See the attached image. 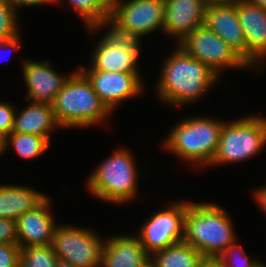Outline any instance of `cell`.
I'll return each instance as SVG.
<instances>
[{
  "instance_id": "6da1fadb",
  "label": "cell",
  "mask_w": 266,
  "mask_h": 267,
  "mask_svg": "<svg viewBox=\"0 0 266 267\" xmlns=\"http://www.w3.org/2000/svg\"><path fill=\"white\" fill-rule=\"evenodd\" d=\"M165 60L158 82V95L167 104L194 102L211 88L219 75L210 67L190 56L183 48Z\"/></svg>"
},
{
  "instance_id": "7a4b0ae2",
  "label": "cell",
  "mask_w": 266,
  "mask_h": 267,
  "mask_svg": "<svg viewBox=\"0 0 266 267\" xmlns=\"http://www.w3.org/2000/svg\"><path fill=\"white\" fill-rule=\"evenodd\" d=\"M227 212L211 203H188L183 242L198 250L205 259H217L236 242Z\"/></svg>"
},
{
  "instance_id": "3957f363",
  "label": "cell",
  "mask_w": 266,
  "mask_h": 267,
  "mask_svg": "<svg viewBox=\"0 0 266 267\" xmlns=\"http://www.w3.org/2000/svg\"><path fill=\"white\" fill-rule=\"evenodd\" d=\"M52 108L61 128L92 126L112 113L80 70L69 76Z\"/></svg>"
},
{
  "instance_id": "277c9868",
  "label": "cell",
  "mask_w": 266,
  "mask_h": 267,
  "mask_svg": "<svg viewBox=\"0 0 266 267\" xmlns=\"http://www.w3.org/2000/svg\"><path fill=\"white\" fill-rule=\"evenodd\" d=\"M223 124L213 118L184 119L173 128L163 145L183 160L209 166L216 154Z\"/></svg>"
},
{
  "instance_id": "5b68a950",
  "label": "cell",
  "mask_w": 266,
  "mask_h": 267,
  "mask_svg": "<svg viewBox=\"0 0 266 267\" xmlns=\"http://www.w3.org/2000/svg\"><path fill=\"white\" fill-rule=\"evenodd\" d=\"M131 155L126 149H118L103 161L88 178L91 194L116 204L134 198L137 192V172Z\"/></svg>"
},
{
  "instance_id": "8992f818",
  "label": "cell",
  "mask_w": 266,
  "mask_h": 267,
  "mask_svg": "<svg viewBox=\"0 0 266 267\" xmlns=\"http://www.w3.org/2000/svg\"><path fill=\"white\" fill-rule=\"evenodd\" d=\"M266 144V118L249 116L224 122L211 166L239 162L256 155Z\"/></svg>"
},
{
  "instance_id": "52a82bcc",
  "label": "cell",
  "mask_w": 266,
  "mask_h": 267,
  "mask_svg": "<svg viewBox=\"0 0 266 267\" xmlns=\"http://www.w3.org/2000/svg\"><path fill=\"white\" fill-rule=\"evenodd\" d=\"M109 23L113 34L140 41V36L163 29L164 1L112 0Z\"/></svg>"
},
{
  "instance_id": "ba28073f",
  "label": "cell",
  "mask_w": 266,
  "mask_h": 267,
  "mask_svg": "<svg viewBox=\"0 0 266 267\" xmlns=\"http://www.w3.org/2000/svg\"><path fill=\"white\" fill-rule=\"evenodd\" d=\"M104 242L89 229L56 226L51 246L58 259L77 267H101Z\"/></svg>"
},
{
  "instance_id": "9c48e42d",
  "label": "cell",
  "mask_w": 266,
  "mask_h": 267,
  "mask_svg": "<svg viewBox=\"0 0 266 267\" xmlns=\"http://www.w3.org/2000/svg\"><path fill=\"white\" fill-rule=\"evenodd\" d=\"M178 46L218 75L226 67H249L226 42L204 24L194 29Z\"/></svg>"
},
{
  "instance_id": "30bf717a",
  "label": "cell",
  "mask_w": 266,
  "mask_h": 267,
  "mask_svg": "<svg viewBox=\"0 0 266 267\" xmlns=\"http://www.w3.org/2000/svg\"><path fill=\"white\" fill-rule=\"evenodd\" d=\"M188 203H173L150 217L138 236L142 246L151 256L157 251L183 241L184 219Z\"/></svg>"
},
{
  "instance_id": "8fae6325",
  "label": "cell",
  "mask_w": 266,
  "mask_h": 267,
  "mask_svg": "<svg viewBox=\"0 0 266 267\" xmlns=\"http://www.w3.org/2000/svg\"><path fill=\"white\" fill-rule=\"evenodd\" d=\"M140 41L117 36L110 30L95 48L92 68L96 71L138 73Z\"/></svg>"
},
{
  "instance_id": "7c38bea8",
  "label": "cell",
  "mask_w": 266,
  "mask_h": 267,
  "mask_svg": "<svg viewBox=\"0 0 266 267\" xmlns=\"http://www.w3.org/2000/svg\"><path fill=\"white\" fill-rule=\"evenodd\" d=\"M90 81L94 92L112 112L120 101L140 94L143 83L139 73L96 71L92 67L80 68Z\"/></svg>"
},
{
  "instance_id": "4fadbf2b",
  "label": "cell",
  "mask_w": 266,
  "mask_h": 267,
  "mask_svg": "<svg viewBox=\"0 0 266 267\" xmlns=\"http://www.w3.org/2000/svg\"><path fill=\"white\" fill-rule=\"evenodd\" d=\"M236 11L246 39V63L256 67L266 57V8L237 0Z\"/></svg>"
},
{
  "instance_id": "5bb4252c",
  "label": "cell",
  "mask_w": 266,
  "mask_h": 267,
  "mask_svg": "<svg viewBox=\"0 0 266 267\" xmlns=\"http://www.w3.org/2000/svg\"><path fill=\"white\" fill-rule=\"evenodd\" d=\"M207 4L204 0L164 1L163 31L181 43L194 29L204 24Z\"/></svg>"
},
{
  "instance_id": "9a60e30c",
  "label": "cell",
  "mask_w": 266,
  "mask_h": 267,
  "mask_svg": "<svg viewBox=\"0 0 266 267\" xmlns=\"http://www.w3.org/2000/svg\"><path fill=\"white\" fill-rule=\"evenodd\" d=\"M204 25L246 62V39L238 19L236 2L207 5Z\"/></svg>"
},
{
  "instance_id": "2e32d148",
  "label": "cell",
  "mask_w": 266,
  "mask_h": 267,
  "mask_svg": "<svg viewBox=\"0 0 266 267\" xmlns=\"http://www.w3.org/2000/svg\"><path fill=\"white\" fill-rule=\"evenodd\" d=\"M22 64H24L22 70L28 88L25 99L52 105L69 77L60 76L51 68L48 61L41 63L25 60Z\"/></svg>"
},
{
  "instance_id": "e0dca14e",
  "label": "cell",
  "mask_w": 266,
  "mask_h": 267,
  "mask_svg": "<svg viewBox=\"0 0 266 267\" xmlns=\"http://www.w3.org/2000/svg\"><path fill=\"white\" fill-rule=\"evenodd\" d=\"M49 206L50 202L46 197L34 209L26 211L16 220L18 245L21 248L52 243L57 224L49 212Z\"/></svg>"
},
{
  "instance_id": "ac0fdd59",
  "label": "cell",
  "mask_w": 266,
  "mask_h": 267,
  "mask_svg": "<svg viewBox=\"0 0 266 267\" xmlns=\"http://www.w3.org/2000/svg\"><path fill=\"white\" fill-rule=\"evenodd\" d=\"M150 255L138 236L121 235L104 242L101 251L102 267H143Z\"/></svg>"
},
{
  "instance_id": "d6986e66",
  "label": "cell",
  "mask_w": 266,
  "mask_h": 267,
  "mask_svg": "<svg viewBox=\"0 0 266 267\" xmlns=\"http://www.w3.org/2000/svg\"><path fill=\"white\" fill-rule=\"evenodd\" d=\"M56 126L60 127L52 105L31 102L18 115L15 113L12 132L42 136L50 141L49 132Z\"/></svg>"
},
{
  "instance_id": "ffe728a7",
  "label": "cell",
  "mask_w": 266,
  "mask_h": 267,
  "mask_svg": "<svg viewBox=\"0 0 266 267\" xmlns=\"http://www.w3.org/2000/svg\"><path fill=\"white\" fill-rule=\"evenodd\" d=\"M46 197L29 187L0 185V218L17 220Z\"/></svg>"
},
{
  "instance_id": "44dd1931",
  "label": "cell",
  "mask_w": 266,
  "mask_h": 267,
  "mask_svg": "<svg viewBox=\"0 0 266 267\" xmlns=\"http://www.w3.org/2000/svg\"><path fill=\"white\" fill-rule=\"evenodd\" d=\"M150 259L156 267H199L205 258L194 247L182 241L155 252Z\"/></svg>"
},
{
  "instance_id": "7402d4cb",
  "label": "cell",
  "mask_w": 266,
  "mask_h": 267,
  "mask_svg": "<svg viewBox=\"0 0 266 267\" xmlns=\"http://www.w3.org/2000/svg\"><path fill=\"white\" fill-rule=\"evenodd\" d=\"M58 1L52 0L53 3ZM68 2L82 16L88 29L93 31L108 24L112 0H68Z\"/></svg>"
},
{
  "instance_id": "603a6c76",
  "label": "cell",
  "mask_w": 266,
  "mask_h": 267,
  "mask_svg": "<svg viewBox=\"0 0 266 267\" xmlns=\"http://www.w3.org/2000/svg\"><path fill=\"white\" fill-rule=\"evenodd\" d=\"M17 12L3 0H0V49L17 50L20 46Z\"/></svg>"
},
{
  "instance_id": "cb8c5ba5",
  "label": "cell",
  "mask_w": 266,
  "mask_h": 267,
  "mask_svg": "<svg viewBox=\"0 0 266 267\" xmlns=\"http://www.w3.org/2000/svg\"><path fill=\"white\" fill-rule=\"evenodd\" d=\"M6 142L7 145L12 143L22 158L30 159L42 155L48 149L50 141L42 136L12 132L7 136Z\"/></svg>"
},
{
  "instance_id": "d4e9b609",
  "label": "cell",
  "mask_w": 266,
  "mask_h": 267,
  "mask_svg": "<svg viewBox=\"0 0 266 267\" xmlns=\"http://www.w3.org/2000/svg\"><path fill=\"white\" fill-rule=\"evenodd\" d=\"M57 260L51 244L29 246L20 250V267H55Z\"/></svg>"
},
{
  "instance_id": "484cf974",
  "label": "cell",
  "mask_w": 266,
  "mask_h": 267,
  "mask_svg": "<svg viewBox=\"0 0 266 267\" xmlns=\"http://www.w3.org/2000/svg\"><path fill=\"white\" fill-rule=\"evenodd\" d=\"M235 252L238 253L235 254ZM256 260L257 259H249L241 246L236 244V242L228 246L217 258V261L223 267H256L261 263L260 261Z\"/></svg>"
},
{
  "instance_id": "4316f807",
  "label": "cell",
  "mask_w": 266,
  "mask_h": 267,
  "mask_svg": "<svg viewBox=\"0 0 266 267\" xmlns=\"http://www.w3.org/2000/svg\"><path fill=\"white\" fill-rule=\"evenodd\" d=\"M20 250L18 244H0V267H20Z\"/></svg>"
},
{
  "instance_id": "83f0119b",
  "label": "cell",
  "mask_w": 266,
  "mask_h": 267,
  "mask_svg": "<svg viewBox=\"0 0 266 267\" xmlns=\"http://www.w3.org/2000/svg\"><path fill=\"white\" fill-rule=\"evenodd\" d=\"M8 103L0 102V133L8 136L14 126L15 109Z\"/></svg>"
},
{
  "instance_id": "f1b7e54d",
  "label": "cell",
  "mask_w": 266,
  "mask_h": 267,
  "mask_svg": "<svg viewBox=\"0 0 266 267\" xmlns=\"http://www.w3.org/2000/svg\"><path fill=\"white\" fill-rule=\"evenodd\" d=\"M18 244L16 220L0 218V244Z\"/></svg>"
},
{
  "instance_id": "f546056e",
  "label": "cell",
  "mask_w": 266,
  "mask_h": 267,
  "mask_svg": "<svg viewBox=\"0 0 266 267\" xmlns=\"http://www.w3.org/2000/svg\"><path fill=\"white\" fill-rule=\"evenodd\" d=\"M3 1L8 5H10L15 11L16 7L20 5L33 6V5H42L45 3L52 2V0H3Z\"/></svg>"
},
{
  "instance_id": "4dcf8cb0",
  "label": "cell",
  "mask_w": 266,
  "mask_h": 267,
  "mask_svg": "<svg viewBox=\"0 0 266 267\" xmlns=\"http://www.w3.org/2000/svg\"><path fill=\"white\" fill-rule=\"evenodd\" d=\"M256 202H259L260 210L266 212V187H263L255 192Z\"/></svg>"
},
{
  "instance_id": "1f68e13d",
  "label": "cell",
  "mask_w": 266,
  "mask_h": 267,
  "mask_svg": "<svg viewBox=\"0 0 266 267\" xmlns=\"http://www.w3.org/2000/svg\"><path fill=\"white\" fill-rule=\"evenodd\" d=\"M199 267H223L217 259H204Z\"/></svg>"
},
{
  "instance_id": "d6a6232c",
  "label": "cell",
  "mask_w": 266,
  "mask_h": 267,
  "mask_svg": "<svg viewBox=\"0 0 266 267\" xmlns=\"http://www.w3.org/2000/svg\"><path fill=\"white\" fill-rule=\"evenodd\" d=\"M207 5L211 4H231L235 3L237 0H204Z\"/></svg>"
},
{
  "instance_id": "836d02e7",
  "label": "cell",
  "mask_w": 266,
  "mask_h": 267,
  "mask_svg": "<svg viewBox=\"0 0 266 267\" xmlns=\"http://www.w3.org/2000/svg\"><path fill=\"white\" fill-rule=\"evenodd\" d=\"M6 141H7V136H5L4 134L0 133V155L8 147Z\"/></svg>"
},
{
  "instance_id": "e575fe53",
  "label": "cell",
  "mask_w": 266,
  "mask_h": 267,
  "mask_svg": "<svg viewBox=\"0 0 266 267\" xmlns=\"http://www.w3.org/2000/svg\"><path fill=\"white\" fill-rule=\"evenodd\" d=\"M243 1L251 5L266 8V0H243Z\"/></svg>"
},
{
  "instance_id": "d590c367",
  "label": "cell",
  "mask_w": 266,
  "mask_h": 267,
  "mask_svg": "<svg viewBox=\"0 0 266 267\" xmlns=\"http://www.w3.org/2000/svg\"><path fill=\"white\" fill-rule=\"evenodd\" d=\"M55 267H77V266H75L74 264H72L68 261L58 259L56 264H55Z\"/></svg>"
},
{
  "instance_id": "8d00e7d4",
  "label": "cell",
  "mask_w": 266,
  "mask_h": 267,
  "mask_svg": "<svg viewBox=\"0 0 266 267\" xmlns=\"http://www.w3.org/2000/svg\"><path fill=\"white\" fill-rule=\"evenodd\" d=\"M143 267H156V265L151 259H149V261Z\"/></svg>"
},
{
  "instance_id": "74e56055",
  "label": "cell",
  "mask_w": 266,
  "mask_h": 267,
  "mask_svg": "<svg viewBox=\"0 0 266 267\" xmlns=\"http://www.w3.org/2000/svg\"><path fill=\"white\" fill-rule=\"evenodd\" d=\"M256 267H266V265H265V264H262V263H260V264H258Z\"/></svg>"
}]
</instances>
